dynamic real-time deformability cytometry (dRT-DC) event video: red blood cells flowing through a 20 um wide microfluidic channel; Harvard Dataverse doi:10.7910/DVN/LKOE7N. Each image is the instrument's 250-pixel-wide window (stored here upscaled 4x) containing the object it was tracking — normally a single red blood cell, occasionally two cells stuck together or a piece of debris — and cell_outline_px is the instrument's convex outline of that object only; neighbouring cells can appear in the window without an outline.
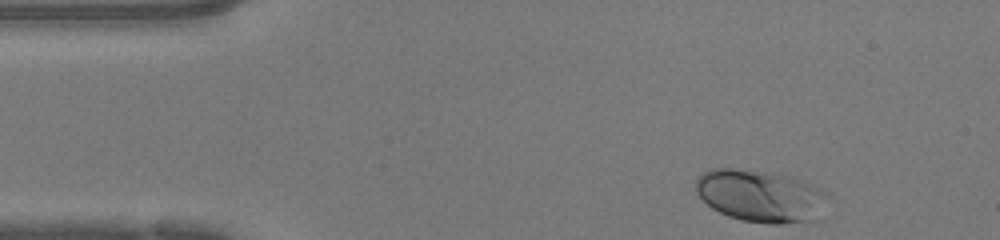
{"species": "human", "species_latin": "Homo sapiens", "temperature_condition": "warm", "stored_images_in_passage": 34, "camera_frame_rate_fps": 3000, "um_per_image_px": 0.085, "donor": {"sex": "female"}, "frame": {"image": 1, "passage_image": 1, "time_ms": 0.0, "image_size_px": [1000, 240], "cell_outline_px": [[824, 196], [804, 220], [780, 224], [768, 224], [744, 220], [728, 216], [712, 208], [696, 192], [696, 180], [704, 172], [712, 168], [732, 168], [772, 172], [792, 176], [808, 184], [820, 192]], "centroid_in_image_um": [64.4, 16.6], "position_along_channel_um": 20.6, "area_um2": 38.03}}
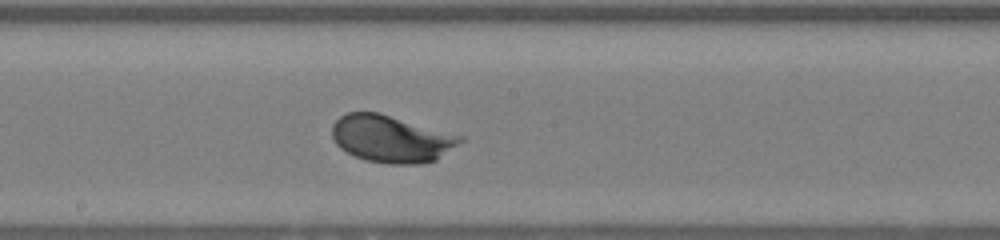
{"frame": {"image": 2, "passage_image": 20, "time_ms": 6.333, "image_size_px": [1000, 240], "cell_outline_px": [[464, 140], [436, 160], [420, 164], [388, 164], [364, 160], [340, 148], [336, 144], [332, 136], [332, 124], [340, 116], [348, 112], [380, 112], [464, 136]], "centroid_in_image_um": [33.26, 11.79], "position_along_channel_um": 214.9, "area_um2": 35.37}}
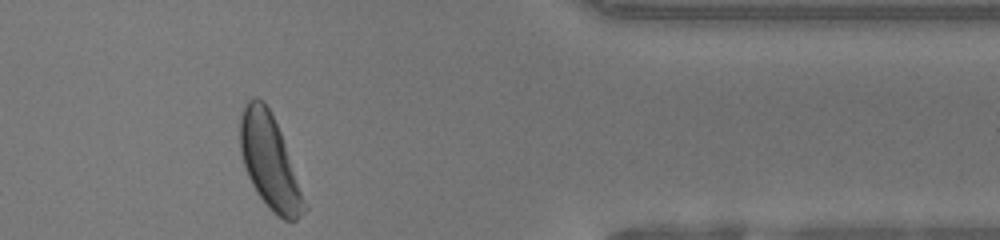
{"frame": {"image": 3, "passage_image": 34, "time_ms": 11.0, "image_size_px": [1000, 240], "cell_outline_px": [[308, 208], [296, 220], [284, 220], [276, 216], [268, 208], [252, 184], [248, 176], [240, 152], [240, 116], [248, 100], [252, 96], [256, 96], [264, 100], [280, 132]], "centroid_in_image_um": [22.9, 13.76], "position_along_channel_um": 388.5, "area_um2": 34.51}, "authors_computed_cell_mechanics": {"area_um2": 34.1598, "velocity_mm_per_s": 4.2587, "shape_relaxation_time_tau1_ms": 1.3622, "shape_relaxation_time_tau2_ms": null, "deformation_change_tau1": 0.1305, "deformation_change_tau2": null}}